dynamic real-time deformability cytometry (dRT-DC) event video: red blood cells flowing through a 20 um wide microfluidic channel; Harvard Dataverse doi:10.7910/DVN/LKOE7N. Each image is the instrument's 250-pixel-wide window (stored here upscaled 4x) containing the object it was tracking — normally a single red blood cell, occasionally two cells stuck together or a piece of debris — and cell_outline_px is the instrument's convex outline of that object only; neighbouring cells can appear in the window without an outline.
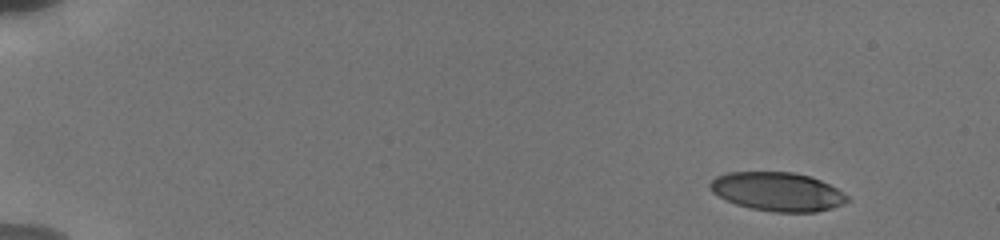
{"species": "human", "species_latin": "Homo sapiens", "temperature_condition": "cold", "stored_images_in_passage": 101, "camera_frame_rate_fps": 3000, "um_per_image_px": 0.085, "donor": {"sex": "male"}, "frame": {"image": 1, "passage_image": 1, "time_ms": 0.0, "image_size_px": [1000, 240], "cell_outline_px": [[848, 200], [840, 204], [816, 212], [776, 212], [752, 208], [736, 204], [712, 192], [708, 184], [716, 176], [728, 172], [792, 172], [808, 176], [820, 180], [836, 188], [848, 196]], "centroid_in_image_um": [66.05, 16.28], "position_along_channel_um": 19.0, "area_um2": 30.52}}
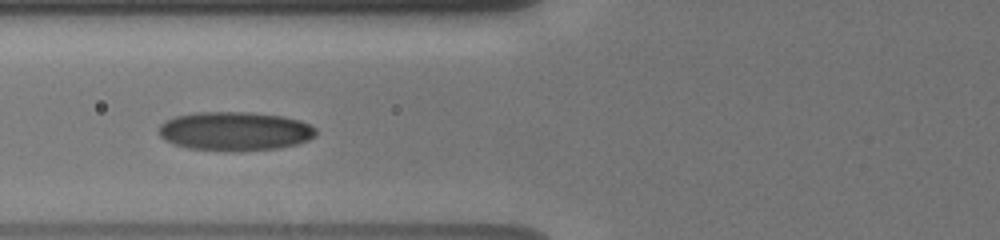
{"frame": {"image": 2, "passage_image": 31, "time_ms": 6.0, "image_size_px": [1000, 240], "cell_outline_px": [[316, 136], [308, 140], [296, 144], [280, 148], [188, 148], [164, 140], [160, 136], [160, 124], [176, 116], [196, 112], [252, 112], [284, 116], [300, 120], [316, 128]], "centroid_in_image_um": [20.0, 11.1], "position_along_channel_um": 105.8, "area_um2": 34.51}}
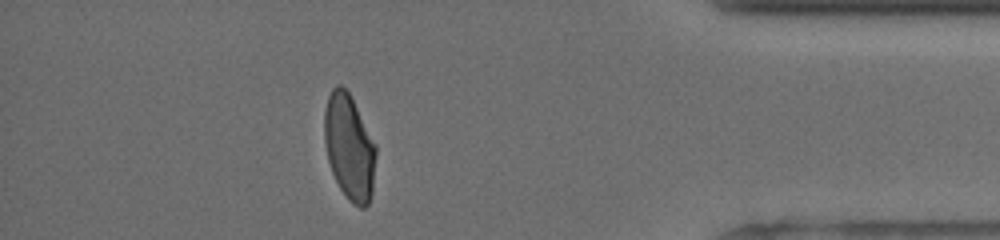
{"frame": {"image": 3, "passage_image": 85, "time_ms": 14.667, "image_size_px": [1000, 240], "cell_outline_px": [[376, 156], [372, 196], [368, 204], [364, 208], [360, 208], [352, 204], [348, 200], [340, 188], [332, 172], [328, 160], [324, 140], [324, 112], [328, 96], [332, 88], [336, 84], [340, 84], [348, 92], [376, 144]], "centroid_in_image_um": [29.69, 12.53], "position_along_channel_um": 405.5, "area_um2": 31.79}, "authors_computed_cell_mechanics": {"area_um2": 32.8304, "velocity_mm_per_s": 3.8048, "shape_relaxation_time_tau1_ms": 7.6894, "shape_relaxation_time_tau2_ms": 1.5659, "deformation_change_tau1": 0.2035, "deformation_change_tau2": 0.066}}